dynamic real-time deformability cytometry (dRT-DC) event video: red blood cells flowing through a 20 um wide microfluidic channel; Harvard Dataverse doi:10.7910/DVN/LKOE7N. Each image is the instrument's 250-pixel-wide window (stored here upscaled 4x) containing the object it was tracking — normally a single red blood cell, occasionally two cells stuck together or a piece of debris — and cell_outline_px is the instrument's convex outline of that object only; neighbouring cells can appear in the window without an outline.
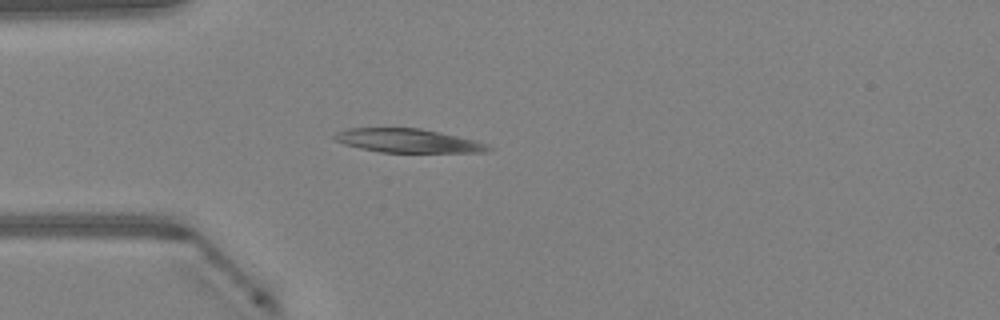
{"species": "Egyptian fruit bat (a non-hibernating species)", "species_latin": "Rousettus aegyptiacus", "temperature_condition": "warm", "stored_images_in_passage": 45, "camera_frame_rate_fps": 3000, "um_per_image_px": 0.085, "animal": {"sex": "female"}, "frame": {"image": 1, "passage_image": 11, "time_ms": 3.333, "image_size_px": [1000, 320], "cell_outline_px": [[492, 148], [488, 152], [380, 152], [360, 148], [344, 144], [332, 140], [332, 136], [336, 132], [348, 128], [420, 128], [440, 132], [476, 140], [488, 144]], "centroid_in_image_um": [34.65, 11.96], "position_along_channel_um": 50.3, "area_um2": 21.39}}
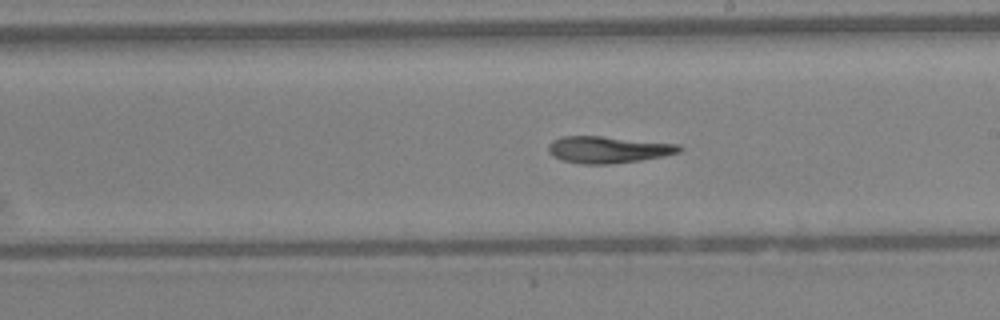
{"frame": {"image": 2, "passage_image": 25, "time_ms": 8.0, "image_size_px": [1000, 320], "cell_outline_px": [[684, 148], [680, 152], [664, 156], [640, 160], [608, 164], [584, 164], [564, 160], [552, 156], [548, 152], [548, 144], [552, 140], [560, 136], [600, 136], [680, 144]], "centroid_in_image_um": [51.69, 12.71], "position_along_channel_um": 237.3, "area_um2": 20.46}}
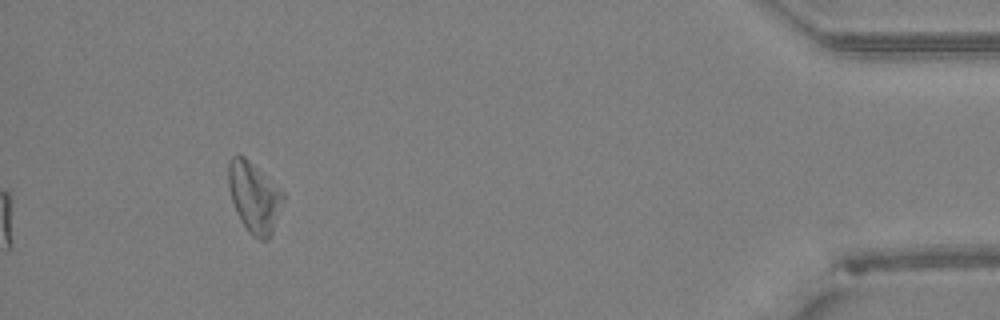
{"frame": {"image": 3, "passage_image": 42, "time_ms": 13.667, "image_size_px": [1000, 320], "cell_outline_px": [[284, 200], [272, 232], [268, 240], [260, 240], [252, 236], [248, 232], [240, 220], [232, 200], [228, 184], [228, 164], [232, 156], [244, 156], [284, 192]], "centroid_in_image_um": [21.61, 16.78], "position_along_channel_um": 413.6, "area_um2": 22.25}}